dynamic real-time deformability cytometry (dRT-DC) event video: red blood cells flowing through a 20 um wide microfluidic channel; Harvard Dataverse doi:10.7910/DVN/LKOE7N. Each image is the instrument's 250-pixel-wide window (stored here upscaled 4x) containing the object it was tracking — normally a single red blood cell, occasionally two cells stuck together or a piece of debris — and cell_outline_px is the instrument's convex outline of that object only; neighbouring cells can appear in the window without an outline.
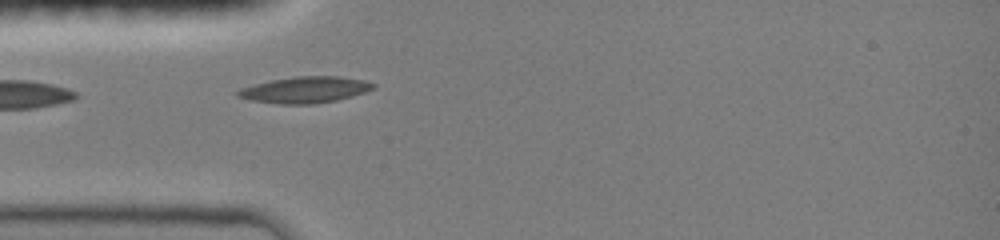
{"species": "common noctule bat (a hibernating species)", "species_latin": "Nyctalus noctula", "temperature_condition": "room temperature", "stored_images_in_passage": 32, "camera_frame_rate_fps": 3000, "um_per_image_px": 0.085, "animal": {"sex": "female", "body_mass_g": 19.0, "forearm_length_mm": 51.5}, "frame": {"image": 1, "passage_image": 1, "time_ms": 0.0, "image_size_px": [1000, 240], "cell_outline_px": [[376, 88], [364, 92], [336, 100], [312, 104], [280, 104], [252, 100], [236, 96], [236, 92], [240, 88], [272, 80], [296, 76], [336, 76], [364, 80], [376, 84]], "centroid_in_image_um": [25.93, 7.63], "position_along_channel_um": 59.1, "area_um2": 20.52}}
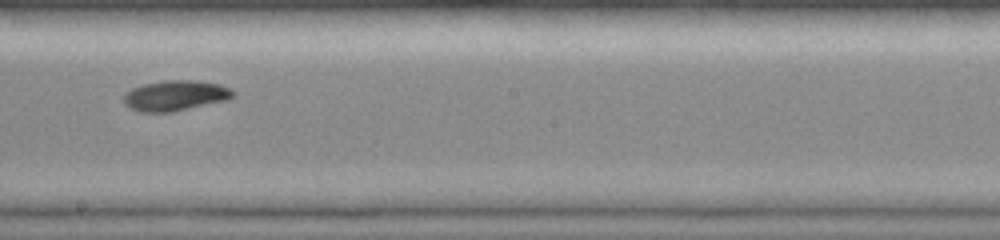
{"frame": {"image": 2, "passage_image": 14, "time_ms": 4.333, "image_size_px": [1000, 240], "cell_outline_px": [[236, 96], [228, 100], [172, 112], [140, 112], [124, 104], [124, 96], [132, 88], [144, 84], [164, 80], [196, 80], [220, 84], [236, 92]], "centroid_in_image_um": [14.95, 8.12], "position_along_channel_um": 233.2, "area_um2": 19.42}}
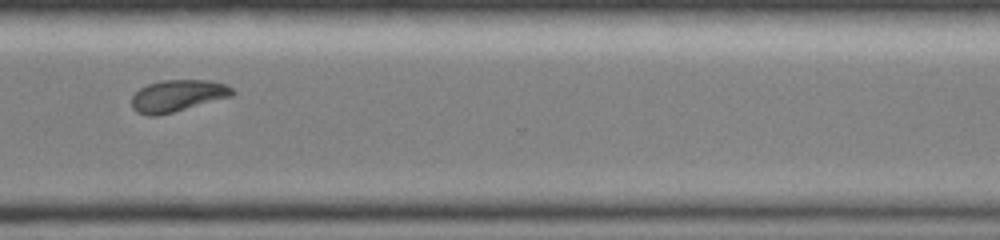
{"frame": {"image": 3, "passage_image": 23, "time_ms": 7.333, "image_size_px": [1000, 240], "cell_outline_px": [[236, 92], [232, 96], [172, 112], [156, 116], [148, 116], [136, 112], [132, 108], [132, 96], [140, 88], [148, 84], [160, 80], [208, 80], [224, 84], [232, 88]], "centroid_in_image_um": [15.07, 8.13], "position_along_channel_um": 355.5, "area_um2": 18.55}, "authors_computed_cell_mechanics": {"area_um2": 19.1029, "velocity_mm_per_s": 4.0514, "shape_relaxation_time_tau1_ms": 4.4136, "shape_relaxation_time_tau2_ms": null, "deformation_change_tau1": 0.1635, "deformation_change_tau2": null}}